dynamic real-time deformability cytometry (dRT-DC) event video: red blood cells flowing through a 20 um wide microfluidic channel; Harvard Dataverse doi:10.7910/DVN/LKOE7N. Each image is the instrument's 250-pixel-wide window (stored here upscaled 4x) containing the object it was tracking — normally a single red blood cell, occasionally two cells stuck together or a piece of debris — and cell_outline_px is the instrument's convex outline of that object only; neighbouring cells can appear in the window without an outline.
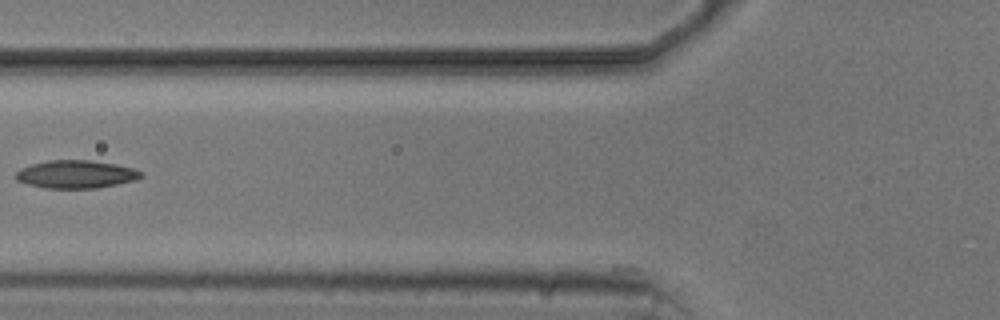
{"species": "common noctule bat (a hibernating species)", "species_latin": "Nyctalus noctula", "temperature_condition": "cold", "stored_images_in_passage": 7, "camera_frame_rate_fps": 3000, "um_per_image_px": 0.085, "animal": {"sex": "male", "body_mass_g": 20.5, "forearm_length_mm": 52.5}, "frame": {"image": 1, "passage_image": 7, "time_ms": 7.0, "image_size_px": [1000, 320], "cell_outline_px": [[144, 176], [136, 180], [96, 188], [44, 188], [28, 184], [16, 180], [16, 172], [20, 168], [32, 164], [48, 160], [88, 160], [116, 164], [132, 168], [140, 172]], "centroid_in_image_um": [6.44, 14.81], "position_along_channel_um": 119.4, "area_um2": 20.29}}